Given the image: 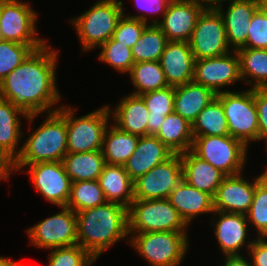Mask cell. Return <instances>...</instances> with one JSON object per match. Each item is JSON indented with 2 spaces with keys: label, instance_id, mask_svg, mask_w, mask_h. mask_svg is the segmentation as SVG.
<instances>
[{
  "label": "cell",
  "instance_id": "cell-1",
  "mask_svg": "<svg viewBox=\"0 0 267 266\" xmlns=\"http://www.w3.org/2000/svg\"><path fill=\"white\" fill-rule=\"evenodd\" d=\"M57 53L45 43L0 82V98L10 101L26 114L29 125L42 112L59 109L54 107L61 101L55 71Z\"/></svg>",
  "mask_w": 267,
  "mask_h": 266
},
{
  "label": "cell",
  "instance_id": "cell-2",
  "mask_svg": "<svg viewBox=\"0 0 267 266\" xmlns=\"http://www.w3.org/2000/svg\"><path fill=\"white\" fill-rule=\"evenodd\" d=\"M77 244L95 260L110 246L129 236L128 208L106 202L76 212Z\"/></svg>",
  "mask_w": 267,
  "mask_h": 266
},
{
  "label": "cell",
  "instance_id": "cell-3",
  "mask_svg": "<svg viewBox=\"0 0 267 266\" xmlns=\"http://www.w3.org/2000/svg\"><path fill=\"white\" fill-rule=\"evenodd\" d=\"M46 116L43 124L25 138L21 153L14 162V171L38 162L62 161L68 153L65 106Z\"/></svg>",
  "mask_w": 267,
  "mask_h": 266
},
{
  "label": "cell",
  "instance_id": "cell-4",
  "mask_svg": "<svg viewBox=\"0 0 267 266\" xmlns=\"http://www.w3.org/2000/svg\"><path fill=\"white\" fill-rule=\"evenodd\" d=\"M123 6L122 1L99 0L70 20L77 31L83 52L99 48L112 38L117 23L124 14Z\"/></svg>",
  "mask_w": 267,
  "mask_h": 266
},
{
  "label": "cell",
  "instance_id": "cell-5",
  "mask_svg": "<svg viewBox=\"0 0 267 266\" xmlns=\"http://www.w3.org/2000/svg\"><path fill=\"white\" fill-rule=\"evenodd\" d=\"M129 235L128 243L151 266H179L188 252L187 232H144Z\"/></svg>",
  "mask_w": 267,
  "mask_h": 266
},
{
  "label": "cell",
  "instance_id": "cell-6",
  "mask_svg": "<svg viewBox=\"0 0 267 266\" xmlns=\"http://www.w3.org/2000/svg\"><path fill=\"white\" fill-rule=\"evenodd\" d=\"M129 234L144 232H187L188 225L168 198L134 199L128 208Z\"/></svg>",
  "mask_w": 267,
  "mask_h": 266
},
{
  "label": "cell",
  "instance_id": "cell-7",
  "mask_svg": "<svg viewBox=\"0 0 267 266\" xmlns=\"http://www.w3.org/2000/svg\"><path fill=\"white\" fill-rule=\"evenodd\" d=\"M222 103L229 135L247 147L259 141L258 112L254 88L243 91H224L216 96Z\"/></svg>",
  "mask_w": 267,
  "mask_h": 266
},
{
  "label": "cell",
  "instance_id": "cell-8",
  "mask_svg": "<svg viewBox=\"0 0 267 266\" xmlns=\"http://www.w3.org/2000/svg\"><path fill=\"white\" fill-rule=\"evenodd\" d=\"M191 151L226 176L245 170L248 147L232 136H193Z\"/></svg>",
  "mask_w": 267,
  "mask_h": 266
},
{
  "label": "cell",
  "instance_id": "cell-9",
  "mask_svg": "<svg viewBox=\"0 0 267 266\" xmlns=\"http://www.w3.org/2000/svg\"><path fill=\"white\" fill-rule=\"evenodd\" d=\"M75 112L71 106H65L67 151L80 153L102 150L104 134L111 118L110 106H103L78 118Z\"/></svg>",
  "mask_w": 267,
  "mask_h": 266
},
{
  "label": "cell",
  "instance_id": "cell-10",
  "mask_svg": "<svg viewBox=\"0 0 267 266\" xmlns=\"http://www.w3.org/2000/svg\"><path fill=\"white\" fill-rule=\"evenodd\" d=\"M26 230L30 244L37 248L53 249L77 244L76 212L66 206Z\"/></svg>",
  "mask_w": 267,
  "mask_h": 266
},
{
  "label": "cell",
  "instance_id": "cell-11",
  "mask_svg": "<svg viewBox=\"0 0 267 266\" xmlns=\"http://www.w3.org/2000/svg\"><path fill=\"white\" fill-rule=\"evenodd\" d=\"M189 43L195 59L219 57L233 51L227 42L223 18L212 7H206L198 17Z\"/></svg>",
  "mask_w": 267,
  "mask_h": 266
},
{
  "label": "cell",
  "instance_id": "cell-12",
  "mask_svg": "<svg viewBox=\"0 0 267 266\" xmlns=\"http://www.w3.org/2000/svg\"><path fill=\"white\" fill-rule=\"evenodd\" d=\"M38 15L29 3L21 0H0V27L4 40L22 44H45L38 38Z\"/></svg>",
  "mask_w": 267,
  "mask_h": 266
},
{
  "label": "cell",
  "instance_id": "cell-13",
  "mask_svg": "<svg viewBox=\"0 0 267 266\" xmlns=\"http://www.w3.org/2000/svg\"><path fill=\"white\" fill-rule=\"evenodd\" d=\"M182 162L180 154H173L166 161L153 167L133 181L134 199L153 200L168 198L181 182Z\"/></svg>",
  "mask_w": 267,
  "mask_h": 266
},
{
  "label": "cell",
  "instance_id": "cell-14",
  "mask_svg": "<svg viewBox=\"0 0 267 266\" xmlns=\"http://www.w3.org/2000/svg\"><path fill=\"white\" fill-rule=\"evenodd\" d=\"M240 80V60L236 50L219 57L195 59L193 81L210 88L216 94L228 91L225 86Z\"/></svg>",
  "mask_w": 267,
  "mask_h": 266
},
{
  "label": "cell",
  "instance_id": "cell-15",
  "mask_svg": "<svg viewBox=\"0 0 267 266\" xmlns=\"http://www.w3.org/2000/svg\"><path fill=\"white\" fill-rule=\"evenodd\" d=\"M29 167V168H27ZM36 190L56 206H66L70 197L71 180L62 161L38 162L26 166Z\"/></svg>",
  "mask_w": 267,
  "mask_h": 266
},
{
  "label": "cell",
  "instance_id": "cell-16",
  "mask_svg": "<svg viewBox=\"0 0 267 266\" xmlns=\"http://www.w3.org/2000/svg\"><path fill=\"white\" fill-rule=\"evenodd\" d=\"M266 174L267 168L251 182L242 173L226 176L213 197L214 211L246 215L251 208L256 184Z\"/></svg>",
  "mask_w": 267,
  "mask_h": 266
},
{
  "label": "cell",
  "instance_id": "cell-17",
  "mask_svg": "<svg viewBox=\"0 0 267 266\" xmlns=\"http://www.w3.org/2000/svg\"><path fill=\"white\" fill-rule=\"evenodd\" d=\"M206 6L191 0H175L170 3L161 21L153 19L151 24H157L168 41L189 42L198 17Z\"/></svg>",
  "mask_w": 267,
  "mask_h": 266
},
{
  "label": "cell",
  "instance_id": "cell-18",
  "mask_svg": "<svg viewBox=\"0 0 267 266\" xmlns=\"http://www.w3.org/2000/svg\"><path fill=\"white\" fill-rule=\"evenodd\" d=\"M212 215L214 219L212 218L210 223H213L211 225L214 226V233L222 254L224 256L241 255L240 249L244 246H246L248 251L253 240H247L249 223L246 215L221 211H214ZM217 215L219 218L216 217Z\"/></svg>",
  "mask_w": 267,
  "mask_h": 266
},
{
  "label": "cell",
  "instance_id": "cell-19",
  "mask_svg": "<svg viewBox=\"0 0 267 266\" xmlns=\"http://www.w3.org/2000/svg\"><path fill=\"white\" fill-rule=\"evenodd\" d=\"M159 62L169 86L193 81L195 58L189 42L168 41Z\"/></svg>",
  "mask_w": 267,
  "mask_h": 266
},
{
  "label": "cell",
  "instance_id": "cell-20",
  "mask_svg": "<svg viewBox=\"0 0 267 266\" xmlns=\"http://www.w3.org/2000/svg\"><path fill=\"white\" fill-rule=\"evenodd\" d=\"M264 3L263 0L231 1L226 12L222 8L224 5L216 7L223 18L227 42L232 50L246 43L250 21Z\"/></svg>",
  "mask_w": 267,
  "mask_h": 266
},
{
  "label": "cell",
  "instance_id": "cell-21",
  "mask_svg": "<svg viewBox=\"0 0 267 266\" xmlns=\"http://www.w3.org/2000/svg\"><path fill=\"white\" fill-rule=\"evenodd\" d=\"M173 154L156 136H142L139 137L136 149L124 164V168L134 181Z\"/></svg>",
  "mask_w": 267,
  "mask_h": 266
},
{
  "label": "cell",
  "instance_id": "cell-22",
  "mask_svg": "<svg viewBox=\"0 0 267 266\" xmlns=\"http://www.w3.org/2000/svg\"><path fill=\"white\" fill-rule=\"evenodd\" d=\"M183 180L200 191L214 197L226 175L191 150L180 154Z\"/></svg>",
  "mask_w": 267,
  "mask_h": 266
},
{
  "label": "cell",
  "instance_id": "cell-23",
  "mask_svg": "<svg viewBox=\"0 0 267 266\" xmlns=\"http://www.w3.org/2000/svg\"><path fill=\"white\" fill-rule=\"evenodd\" d=\"M168 200L187 225L197 216L214 212L213 197L183 179L172 190Z\"/></svg>",
  "mask_w": 267,
  "mask_h": 266
},
{
  "label": "cell",
  "instance_id": "cell-24",
  "mask_svg": "<svg viewBox=\"0 0 267 266\" xmlns=\"http://www.w3.org/2000/svg\"><path fill=\"white\" fill-rule=\"evenodd\" d=\"M111 109L114 108H110V113L119 129L139 137L148 135L149 110L140 95L130 93L121 99L114 111Z\"/></svg>",
  "mask_w": 267,
  "mask_h": 266
},
{
  "label": "cell",
  "instance_id": "cell-25",
  "mask_svg": "<svg viewBox=\"0 0 267 266\" xmlns=\"http://www.w3.org/2000/svg\"><path fill=\"white\" fill-rule=\"evenodd\" d=\"M20 116L24 119L28 117L10 101L0 98V149L13 162L21 153L22 145L19 148L18 144L22 135L25 136L21 129Z\"/></svg>",
  "mask_w": 267,
  "mask_h": 266
},
{
  "label": "cell",
  "instance_id": "cell-26",
  "mask_svg": "<svg viewBox=\"0 0 267 266\" xmlns=\"http://www.w3.org/2000/svg\"><path fill=\"white\" fill-rule=\"evenodd\" d=\"M216 96L213 90L194 81L175 86L174 112L192 124Z\"/></svg>",
  "mask_w": 267,
  "mask_h": 266
},
{
  "label": "cell",
  "instance_id": "cell-27",
  "mask_svg": "<svg viewBox=\"0 0 267 266\" xmlns=\"http://www.w3.org/2000/svg\"><path fill=\"white\" fill-rule=\"evenodd\" d=\"M99 184L107 202L119 203L129 208L134 200L133 180L124 165L106 164L99 176Z\"/></svg>",
  "mask_w": 267,
  "mask_h": 266
},
{
  "label": "cell",
  "instance_id": "cell-28",
  "mask_svg": "<svg viewBox=\"0 0 267 266\" xmlns=\"http://www.w3.org/2000/svg\"><path fill=\"white\" fill-rule=\"evenodd\" d=\"M155 136L174 154H181L192 148V124L175 112L165 117Z\"/></svg>",
  "mask_w": 267,
  "mask_h": 266
},
{
  "label": "cell",
  "instance_id": "cell-29",
  "mask_svg": "<svg viewBox=\"0 0 267 266\" xmlns=\"http://www.w3.org/2000/svg\"><path fill=\"white\" fill-rule=\"evenodd\" d=\"M62 163L71 182L98 180L105 158L101 150L80 153H67Z\"/></svg>",
  "mask_w": 267,
  "mask_h": 266
},
{
  "label": "cell",
  "instance_id": "cell-30",
  "mask_svg": "<svg viewBox=\"0 0 267 266\" xmlns=\"http://www.w3.org/2000/svg\"><path fill=\"white\" fill-rule=\"evenodd\" d=\"M107 127L102 145L106 164L124 165L136 149L139 136L125 132L114 124Z\"/></svg>",
  "mask_w": 267,
  "mask_h": 266
},
{
  "label": "cell",
  "instance_id": "cell-31",
  "mask_svg": "<svg viewBox=\"0 0 267 266\" xmlns=\"http://www.w3.org/2000/svg\"><path fill=\"white\" fill-rule=\"evenodd\" d=\"M149 110L148 135H156L168 114L174 112L175 87L167 86L140 95Z\"/></svg>",
  "mask_w": 267,
  "mask_h": 266
},
{
  "label": "cell",
  "instance_id": "cell-32",
  "mask_svg": "<svg viewBox=\"0 0 267 266\" xmlns=\"http://www.w3.org/2000/svg\"><path fill=\"white\" fill-rule=\"evenodd\" d=\"M236 52L242 81L251 88L267 87V49L239 48Z\"/></svg>",
  "mask_w": 267,
  "mask_h": 266
},
{
  "label": "cell",
  "instance_id": "cell-33",
  "mask_svg": "<svg viewBox=\"0 0 267 266\" xmlns=\"http://www.w3.org/2000/svg\"><path fill=\"white\" fill-rule=\"evenodd\" d=\"M193 136H228L229 131L221 101L216 97L203 108L192 123Z\"/></svg>",
  "mask_w": 267,
  "mask_h": 266
},
{
  "label": "cell",
  "instance_id": "cell-34",
  "mask_svg": "<svg viewBox=\"0 0 267 266\" xmlns=\"http://www.w3.org/2000/svg\"><path fill=\"white\" fill-rule=\"evenodd\" d=\"M128 74L135 88V91L131 93L134 95L169 86L159 61L135 63Z\"/></svg>",
  "mask_w": 267,
  "mask_h": 266
},
{
  "label": "cell",
  "instance_id": "cell-35",
  "mask_svg": "<svg viewBox=\"0 0 267 266\" xmlns=\"http://www.w3.org/2000/svg\"><path fill=\"white\" fill-rule=\"evenodd\" d=\"M167 42L166 35L157 24H148L132 47L134 62L159 61Z\"/></svg>",
  "mask_w": 267,
  "mask_h": 266
},
{
  "label": "cell",
  "instance_id": "cell-36",
  "mask_svg": "<svg viewBox=\"0 0 267 266\" xmlns=\"http://www.w3.org/2000/svg\"><path fill=\"white\" fill-rule=\"evenodd\" d=\"M106 202L98 180L76 181L71 183L70 197L66 207L74 212H80Z\"/></svg>",
  "mask_w": 267,
  "mask_h": 266
},
{
  "label": "cell",
  "instance_id": "cell-37",
  "mask_svg": "<svg viewBox=\"0 0 267 266\" xmlns=\"http://www.w3.org/2000/svg\"><path fill=\"white\" fill-rule=\"evenodd\" d=\"M44 44H22L12 41L0 42V82L19 66L34 50Z\"/></svg>",
  "mask_w": 267,
  "mask_h": 266
},
{
  "label": "cell",
  "instance_id": "cell-38",
  "mask_svg": "<svg viewBox=\"0 0 267 266\" xmlns=\"http://www.w3.org/2000/svg\"><path fill=\"white\" fill-rule=\"evenodd\" d=\"M146 16L147 14L145 13L131 16L130 14H123L117 23L112 38L132 49L141 37L146 26L151 24Z\"/></svg>",
  "mask_w": 267,
  "mask_h": 266
},
{
  "label": "cell",
  "instance_id": "cell-39",
  "mask_svg": "<svg viewBox=\"0 0 267 266\" xmlns=\"http://www.w3.org/2000/svg\"><path fill=\"white\" fill-rule=\"evenodd\" d=\"M99 49L101 52L98 55V60L107 63L112 68L114 67L118 72L127 74L135 64L132 49L113 38L103 43Z\"/></svg>",
  "mask_w": 267,
  "mask_h": 266
},
{
  "label": "cell",
  "instance_id": "cell-40",
  "mask_svg": "<svg viewBox=\"0 0 267 266\" xmlns=\"http://www.w3.org/2000/svg\"><path fill=\"white\" fill-rule=\"evenodd\" d=\"M258 237H267V174L256 184L251 208L246 214Z\"/></svg>",
  "mask_w": 267,
  "mask_h": 266
},
{
  "label": "cell",
  "instance_id": "cell-41",
  "mask_svg": "<svg viewBox=\"0 0 267 266\" xmlns=\"http://www.w3.org/2000/svg\"><path fill=\"white\" fill-rule=\"evenodd\" d=\"M50 250L47 266H92L96 261L79 244Z\"/></svg>",
  "mask_w": 267,
  "mask_h": 266
},
{
  "label": "cell",
  "instance_id": "cell-42",
  "mask_svg": "<svg viewBox=\"0 0 267 266\" xmlns=\"http://www.w3.org/2000/svg\"><path fill=\"white\" fill-rule=\"evenodd\" d=\"M241 48L267 49V2L254 13L247 41Z\"/></svg>",
  "mask_w": 267,
  "mask_h": 266
},
{
  "label": "cell",
  "instance_id": "cell-43",
  "mask_svg": "<svg viewBox=\"0 0 267 266\" xmlns=\"http://www.w3.org/2000/svg\"><path fill=\"white\" fill-rule=\"evenodd\" d=\"M254 96L258 112L259 141L265 140L267 148V87L254 88Z\"/></svg>",
  "mask_w": 267,
  "mask_h": 266
},
{
  "label": "cell",
  "instance_id": "cell-44",
  "mask_svg": "<svg viewBox=\"0 0 267 266\" xmlns=\"http://www.w3.org/2000/svg\"><path fill=\"white\" fill-rule=\"evenodd\" d=\"M256 237L248 249V257L252 266H267V237Z\"/></svg>",
  "mask_w": 267,
  "mask_h": 266
},
{
  "label": "cell",
  "instance_id": "cell-45",
  "mask_svg": "<svg viewBox=\"0 0 267 266\" xmlns=\"http://www.w3.org/2000/svg\"><path fill=\"white\" fill-rule=\"evenodd\" d=\"M175 0H134L135 6L145 13L165 14L167 6Z\"/></svg>",
  "mask_w": 267,
  "mask_h": 266
},
{
  "label": "cell",
  "instance_id": "cell-46",
  "mask_svg": "<svg viewBox=\"0 0 267 266\" xmlns=\"http://www.w3.org/2000/svg\"><path fill=\"white\" fill-rule=\"evenodd\" d=\"M14 171V162L0 149V181L7 180Z\"/></svg>",
  "mask_w": 267,
  "mask_h": 266
},
{
  "label": "cell",
  "instance_id": "cell-47",
  "mask_svg": "<svg viewBox=\"0 0 267 266\" xmlns=\"http://www.w3.org/2000/svg\"><path fill=\"white\" fill-rule=\"evenodd\" d=\"M224 266H252L250 259L241 255H225Z\"/></svg>",
  "mask_w": 267,
  "mask_h": 266
},
{
  "label": "cell",
  "instance_id": "cell-48",
  "mask_svg": "<svg viewBox=\"0 0 267 266\" xmlns=\"http://www.w3.org/2000/svg\"><path fill=\"white\" fill-rule=\"evenodd\" d=\"M204 4L206 7L216 8V0H191Z\"/></svg>",
  "mask_w": 267,
  "mask_h": 266
},
{
  "label": "cell",
  "instance_id": "cell-49",
  "mask_svg": "<svg viewBox=\"0 0 267 266\" xmlns=\"http://www.w3.org/2000/svg\"><path fill=\"white\" fill-rule=\"evenodd\" d=\"M13 260L11 258H5L0 256V266H11Z\"/></svg>",
  "mask_w": 267,
  "mask_h": 266
},
{
  "label": "cell",
  "instance_id": "cell-50",
  "mask_svg": "<svg viewBox=\"0 0 267 266\" xmlns=\"http://www.w3.org/2000/svg\"><path fill=\"white\" fill-rule=\"evenodd\" d=\"M225 1L227 0H216V7L222 5V2L224 3ZM231 1H244V0H229L228 2H231Z\"/></svg>",
  "mask_w": 267,
  "mask_h": 266
},
{
  "label": "cell",
  "instance_id": "cell-51",
  "mask_svg": "<svg viewBox=\"0 0 267 266\" xmlns=\"http://www.w3.org/2000/svg\"><path fill=\"white\" fill-rule=\"evenodd\" d=\"M11 266H26V265L20 264V263L16 262L15 260H13Z\"/></svg>",
  "mask_w": 267,
  "mask_h": 266
},
{
  "label": "cell",
  "instance_id": "cell-52",
  "mask_svg": "<svg viewBox=\"0 0 267 266\" xmlns=\"http://www.w3.org/2000/svg\"><path fill=\"white\" fill-rule=\"evenodd\" d=\"M4 41L3 33L1 32V27H0V42Z\"/></svg>",
  "mask_w": 267,
  "mask_h": 266
}]
</instances>
